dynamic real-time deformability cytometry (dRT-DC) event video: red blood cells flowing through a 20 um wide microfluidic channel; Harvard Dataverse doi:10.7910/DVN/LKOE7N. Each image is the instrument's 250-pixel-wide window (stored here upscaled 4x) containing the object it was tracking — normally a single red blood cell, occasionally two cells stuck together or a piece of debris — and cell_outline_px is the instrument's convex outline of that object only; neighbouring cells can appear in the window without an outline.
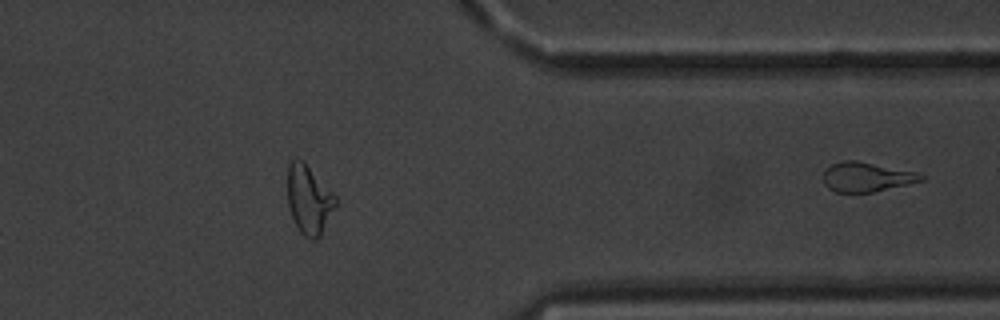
{"species": "common noctule bat (a hibernating species)", "species_latin": "Nyctalus noctula", "temperature_condition": "warm", "stored_images_in_passage": 33, "segment_of_instrument_passage": [2, 2], "camera_frame_rate_fps": 3000, "um_per_image_px": 0.085, "animal": {"sex": "male", "body_mass_g": 20.1, "forearm_length_mm": 53.5}, "frame": {"image": 1, "passage_image": 33, "time_ms": 10.667, "image_size_px": [1000, 320], "cell_outline_px": [[924, 180], [908, 184], [872, 192], [836, 192], [828, 188], [824, 184], [824, 168], [832, 164], [844, 160], [856, 160], [916, 172], [924, 176]], "centroid_in_image_um": [73.63, 15.04], "position_along_channel_um": 337.8, "area_um2": 16.7}}